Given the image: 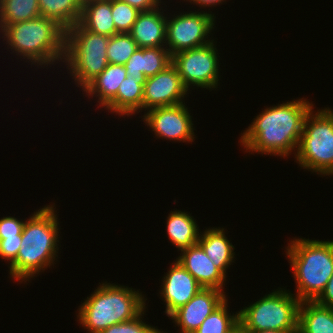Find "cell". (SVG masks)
<instances>
[{"mask_svg":"<svg viewBox=\"0 0 333 333\" xmlns=\"http://www.w3.org/2000/svg\"><path fill=\"white\" fill-rule=\"evenodd\" d=\"M214 20V15L207 12H185L167 20L166 45L170 55L212 42L206 38L214 28Z\"/></svg>","mask_w":333,"mask_h":333,"instance_id":"30bf717a","label":"cell"},{"mask_svg":"<svg viewBox=\"0 0 333 333\" xmlns=\"http://www.w3.org/2000/svg\"><path fill=\"white\" fill-rule=\"evenodd\" d=\"M108 36L85 30L79 23L65 31V56L68 69L82 89L109 64Z\"/></svg>","mask_w":333,"mask_h":333,"instance_id":"52a82bcc","label":"cell"},{"mask_svg":"<svg viewBox=\"0 0 333 333\" xmlns=\"http://www.w3.org/2000/svg\"><path fill=\"white\" fill-rule=\"evenodd\" d=\"M216 51L212 40L206 45L183 50L171 56V63L187 90L191 84L209 90L217 88L219 60Z\"/></svg>","mask_w":333,"mask_h":333,"instance_id":"9c48e42d","label":"cell"},{"mask_svg":"<svg viewBox=\"0 0 333 333\" xmlns=\"http://www.w3.org/2000/svg\"><path fill=\"white\" fill-rule=\"evenodd\" d=\"M144 310L134 319L112 325L106 328L101 333H161L155 327H152L141 320L142 314L144 315Z\"/></svg>","mask_w":333,"mask_h":333,"instance_id":"f1b7e54d","label":"cell"},{"mask_svg":"<svg viewBox=\"0 0 333 333\" xmlns=\"http://www.w3.org/2000/svg\"><path fill=\"white\" fill-rule=\"evenodd\" d=\"M229 333H246L243 327L238 324L234 329H232Z\"/></svg>","mask_w":333,"mask_h":333,"instance_id":"e575fe53","label":"cell"},{"mask_svg":"<svg viewBox=\"0 0 333 333\" xmlns=\"http://www.w3.org/2000/svg\"><path fill=\"white\" fill-rule=\"evenodd\" d=\"M25 222L14 217H3L0 219V239L16 237L22 234Z\"/></svg>","mask_w":333,"mask_h":333,"instance_id":"4dcf8cb0","label":"cell"},{"mask_svg":"<svg viewBox=\"0 0 333 333\" xmlns=\"http://www.w3.org/2000/svg\"><path fill=\"white\" fill-rule=\"evenodd\" d=\"M143 91L144 86L137 79L127 76L106 108L122 116L135 114L143 109Z\"/></svg>","mask_w":333,"mask_h":333,"instance_id":"603a6c76","label":"cell"},{"mask_svg":"<svg viewBox=\"0 0 333 333\" xmlns=\"http://www.w3.org/2000/svg\"><path fill=\"white\" fill-rule=\"evenodd\" d=\"M166 22L167 17L163 16L159 7L139 12L130 35L139 48L165 46Z\"/></svg>","mask_w":333,"mask_h":333,"instance_id":"e0dca14e","label":"cell"},{"mask_svg":"<svg viewBox=\"0 0 333 333\" xmlns=\"http://www.w3.org/2000/svg\"><path fill=\"white\" fill-rule=\"evenodd\" d=\"M127 71L124 65L108 64L107 67L91 80L82 90L87 95L98 93V102L104 108L116 97L118 89L124 79L127 77Z\"/></svg>","mask_w":333,"mask_h":333,"instance_id":"d6986e66","label":"cell"},{"mask_svg":"<svg viewBox=\"0 0 333 333\" xmlns=\"http://www.w3.org/2000/svg\"><path fill=\"white\" fill-rule=\"evenodd\" d=\"M313 104L292 100L264 109L241 136L246 150L282 157L298 149L304 121Z\"/></svg>","mask_w":333,"mask_h":333,"instance_id":"6da1fadb","label":"cell"},{"mask_svg":"<svg viewBox=\"0 0 333 333\" xmlns=\"http://www.w3.org/2000/svg\"><path fill=\"white\" fill-rule=\"evenodd\" d=\"M315 301L321 305L333 307V274L326 284L324 290L315 299Z\"/></svg>","mask_w":333,"mask_h":333,"instance_id":"1f68e13d","label":"cell"},{"mask_svg":"<svg viewBox=\"0 0 333 333\" xmlns=\"http://www.w3.org/2000/svg\"><path fill=\"white\" fill-rule=\"evenodd\" d=\"M188 1V0H187ZM193 1V3L195 4H198L200 6H203V7H209L210 5L214 6V4H219V3H222L224 2L223 0H190L189 2L191 3Z\"/></svg>","mask_w":333,"mask_h":333,"instance_id":"836d02e7","label":"cell"},{"mask_svg":"<svg viewBox=\"0 0 333 333\" xmlns=\"http://www.w3.org/2000/svg\"><path fill=\"white\" fill-rule=\"evenodd\" d=\"M138 45L130 33H117L109 38L107 59L110 64L125 65Z\"/></svg>","mask_w":333,"mask_h":333,"instance_id":"4316f807","label":"cell"},{"mask_svg":"<svg viewBox=\"0 0 333 333\" xmlns=\"http://www.w3.org/2000/svg\"><path fill=\"white\" fill-rule=\"evenodd\" d=\"M181 252L178 261L203 288H214L224 292L222 288L226 276L208 258L198 243Z\"/></svg>","mask_w":333,"mask_h":333,"instance_id":"9a60e30c","label":"cell"},{"mask_svg":"<svg viewBox=\"0 0 333 333\" xmlns=\"http://www.w3.org/2000/svg\"><path fill=\"white\" fill-rule=\"evenodd\" d=\"M145 310L139 291L125 286L103 283L79 308V321L90 333L136 318Z\"/></svg>","mask_w":333,"mask_h":333,"instance_id":"3957f363","label":"cell"},{"mask_svg":"<svg viewBox=\"0 0 333 333\" xmlns=\"http://www.w3.org/2000/svg\"><path fill=\"white\" fill-rule=\"evenodd\" d=\"M85 30L111 37L117 34L112 19V0H85L78 22Z\"/></svg>","mask_w":333,"mask_h":333,"instance_id":"ac0fdd59","label":"cell"},{"mask_svg":"<svg viewBox=\"0 0 333 333\" xmlns=\"http://www.w3.org/2000/svg\"><path fill=\"white\" fill-rule=\"evenodd\" d=\"M170 64L171 55L166 47H138L124 67L128 76L134 77L144 86L146 78L155 76Z\"/></svg>","mask_w":333,"mask_h":333,"instance_id":"2e32d148","label":"cell"},{"mask_svg":"<svg viewBox=\"0 0 333 333\" xmlns=\"http://www.w3.org/2000/svg\"><path fill=\"white\" fill-rule=\"evenodd\" d=\"M300 301L315 300L333 274V241L295 239L286 252Z\"/></svg>","mask_w":333,"mask_h":333,"instance_id":"5b68a950","label":"cell"},{"mask_svg":"<svg viewBox=\"0 0 333 333\" xmlns=\"http://www.w3.org/2000/svg\"><path fill=\"white\" fill-rule=\"evenodd\" d=\"M300 303L294 294L285 289L277 290L238 311L239 324L246 332L298 333Z\"/></svg>","mask_w":333,"mask_h":333,"instance_id":"8992f818","label":"cell"},{"mask_svg":"<svg viewBox=\"0 0 333 333\" xmlns=\"http://www.w3.org/2000/svg\"><path fill=\"white\" fill-rule=\"evenodd\" d=\"M227 299L201 323L193 333H229L239 324V313L227 311Z\"/></svg>","mask_w":333,"mask_h":333,"instance_id":"484cf974","label":"cell"},{"mask_svg":"<svg viewBox=\"0 0 333 333\" xmlns=\"http://www.w3.org/2000/svg\"><path fill=\"white\" fill-rule=\"evenodd\" d=\"M204 232L197 243L215 266L226 276V268L231 265L234 259V246L227 239L224 228H212Z\"/></svg>","mask_w":333,"mask_h":333,"instance_id":"44dd1931","label":"cell"},{"mask_svg":"<svg viewBox=\"0 0 333 333\" xmlns=\"http://www.w3.org/2000/svg\"><path fill=\"white\" fill-rule=\"evenodd\" d=\"M40 14L54 20L65 31L76 25L81 17V0H38Z\"/></svg>","mask_w":333,"mask_h":333,"instance_id":"cb8c5ba5","label":"cell"},{"mask_svg":"<svg viewBox=\"0 0 333 333\" xmlns=\"http://www.w3.org/2000/svg\"><path fill=\"white\" fill-rule=\"evenodd\" d=\"M130 6L136 8L138 11H149L158 8L161 0H121Z\"/></svg>","mask_w":333,"mask_h":333,"instance_id":"d6a6232c","label":"cell"},{"mask_svg":"<svg viewBox=\"0 0 333 333\" xmlns=\"http://www.w3.org/2000/svg\"><path fill=\"white\" fill-rule=\"evenodd\" d=\"M187 89L182 83L176 68L168 65L155 76L146 78L143 91V109L167 107L182 104L187 95Z\"/></svg>","mask_w":333,"mask_h":333,"instance_id":"7c38bea8","label":"cell"},{"mask_svg":"<svg viewBox=\"0 0 333 333\" xmlns=\"http://www.w3.org/2000/svg\"><path fill=\"white\" fill-rule=\"evenodd\" d=\"M1 32L10 49L29 59L32 64L48 66L64 59L65 30L52 19L39 16L7 25Z\"/></svg>","mask_w":333,"mask_h":333,"instance_id":"277c9868","label":"cell"},{"mask_svg":"<svg viewBox=\"0 0 333 333\" xmlns=\"http://www.w3.org/2000/svg\"><path fill=\"white\" fill-rule=\"evenodd\" d=\"M246 333H288V332L265 330V331H259V332H246Z\"/></svg>","mask_w":333,"mask_h":333,"instance_id":"d590c367","label":"cell"},{"mask_svg":"<svg viewBox=\"0 0 333 333\" xmlns=\"http://www.w3.org/2000/svg\"><path fill=\"white\" fill-rule=\"evenodd\" d=\"M22 234L0 239V256L11 263L16 259L22 242Z\"/></svg>","mask_w":333,"mask_h":333,"instance_id":"f546056e","label":"cell"},{"mask_svg":"<svg viewBox=\"0 0 333 333\" xmlns=\"http://www.w3.org/2000/svg\"><path fill=\"white\" fill-rule=\"evenodd\" d=\"M162 281L160 294L166 303L165 313L168 317L203 288L177 259Z\"/></svg>","mask_w":333,"mask_h":333,"instance_id":"5bb4252c","label":"cell"},{"mask_svg":"<svg viewBox=\"0 0 333 333\" xmlns=\"http://www.w3.org/2000/svg\"><path fill=\"white\" fill-rule=\"evenodd\" d=\"M307 114L296 160L298 164L320 175H333V111L325 108Z\"/></svg>","mask_w":333,"mask_h":333,"instance_id":"ba28073f","label":"cell"},{"mask_svg":"<svg viewBox=\"0 0 333 333\" xmlns=\"http://www.w3.org/2000/svg\"><path fill=\"white\" fill-rule=\"evenodd\" d=\"M197 226L191 215L176 210L168 216L166 231L171 243L183 250L197 244L200 237Z\"/></svg>","mask_w":333,"mask_h":333,"instance_id":"7402d4cb","label":"cell"},{"mask_svg":"<svg viewBox=\"0 0 333 333\" xmlns=\"http://www.w3.org/2000/svg\"><path fill=\"white\" fill-rule=\"evenodd\" d=\"M54 209L53 205L45 206L25 221L19 252L10 263V275L15 280L29 281L34 274L54 264L59 242V222Z\"/></svg>","mask_w":333,"mask_h":333,"instance_id":"7a4b0ae2","label":"cell"},{"mask_svg":"<svg viewBox=\"0 0 333 333\" xmlns=\"http://www.w3.org/2000/svg\"><path fill=\"white\" fill-rule=\"evenodd\" d=\"M41 16L38 0H0V28Z\"/></svg>","mask_w":333,"mask_h":333,"instance_id":"d4e9b609","label":"cell"},{"mask_svg":"<svg viewBox=\"0 0 333 333\" xmlns=\"http://www.w3.org/2000/svg\"><path fill=\"white\" fill-rule=\"evenodd\" d=\"M298 333H333V307L315 300L301 301Z\"/></svg>","mask_w":333,"mask_h":333,"instance_id":"ffe728a7","label":"cell"},{"mask_svg":"<svg viewBox=\"0 0 333 333\" xmlns=\"http://www.w3.org/2000/svg\"><path fill=\"white\" fill-rule=\"evenodd\" d=\"M140 11L121 0H112V19L117 33H130Z\"/></svg>","mask_w":333,"mask_h":333,"instance_id":"83f0119b","label":"cell"},{"mask_svg":"<svg viewBox=\"0 0 333 333\" xmlns=\"http://www.w3.org/2000/svg\"><path fill=\"white\" fill-rule=\"evenodd\" d=\"M223 291L202 288L187 304L179 307L169 317L180 326V333H193L201 323L225 300Z\"/></svg>","mask_w":333,"mask_h":333,"instance_id":"4fadbf2b","label":"cell"},{"mask_svg":"<svg viewBox=\"0 0 333 333\" xmlns=\"http://www.w3.org/2000/svg\"><path fill=\"white\" fill-rule=\"evenodd\" d=\"M185 103L150 109L143 117L159 138L193 142L194 128Z\"/></svg>","mask_w":333,"mask_h":333,"instance_id":"8fae6325","label":"cell"}]
</instances>
